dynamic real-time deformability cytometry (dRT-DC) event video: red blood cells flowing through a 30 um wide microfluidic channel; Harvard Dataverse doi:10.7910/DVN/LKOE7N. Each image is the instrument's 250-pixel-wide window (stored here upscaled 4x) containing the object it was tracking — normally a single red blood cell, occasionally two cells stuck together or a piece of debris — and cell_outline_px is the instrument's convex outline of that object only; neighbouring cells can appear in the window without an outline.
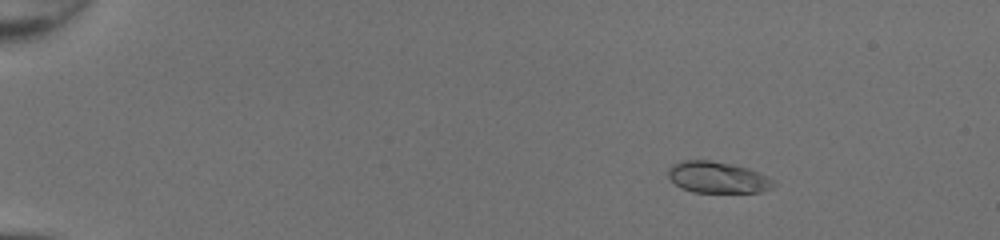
{"species": "common noctule bat (a hibernating species)", "species_latin": "Nyctalus noctula", "temperature_condition": "room temperature", "stored_images_in_passage": 51, "camera_frame_rate_fps": 3000, "um_per_image_px": 0.085, "animal": {"sex": "female", "body_mass_g": 20.0, "forearm_length_mm": 54.0}, "frame": {"image": 1, "passage_image": 9, "time_ms": 2.667, "image_size_px": [1000, 240], "cell_outline_px": [[776, 184], [772, 188], [760, 192], [692, 192], [680, 188], [668, 176], [668, 168], [672, 164], [680, 160], [712, 160], [732, 164], [748, 168], [768, 176]], "centroid_in_image_um": [60.98, 15.07], "position_along_channel_um": 24.0, "area_um2": 19.42}}
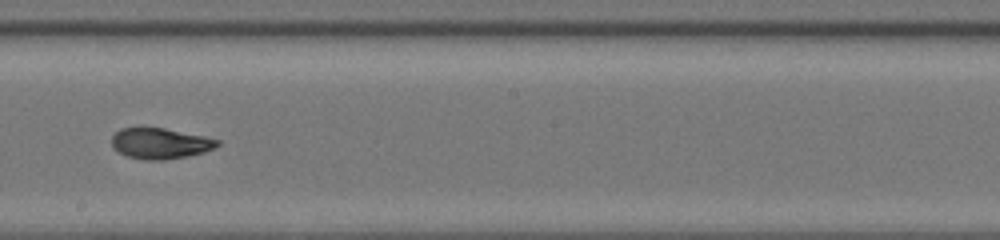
{"frame": {"image": 2, "passage_image": 32, "time_ms": 10.333, "image_size_px": [1000, 240], "cell_outline_px": [[220, 144], [216, 148], [204, 152], [164, 160], [144, 160], [128, 156], [112, 148], [112, 136], [120, 128], [140, 124], [164, 128], [204, 136], [220, 140]], "centroid_in_image_um": [13.57, 12.14], "position_along_channel_um": 234.6, "area_um2": 19.48}}
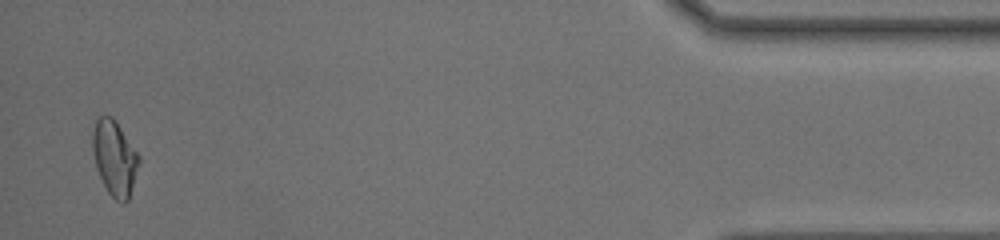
{"frame": {"image": 3, "passage_image": 50, "time_ms": 16.333, "image_size_px": [1000, 240], "cell_outline_px": [[140, 164], [128, 200], [124, 204], [116, 200], [108, 192], [96, 168], [92, 152], [92, 132], [96, 120], [100, 116], [112, 116], [116, 120], [140, 156]], "centroid_in_image_um": [9.75, 13.42], "position_along_channel_um": 425.5, "area_um2": 20.4}, "authors_computed_cell_mechanics": {"area_um2": 19.5942, "velocity_mm_per_s": 4.3306, "shape_relaxation_time_tau1_ms": 3.2641, "shape_relaxation_time_tau2_ms": 1.4529, "deformation_change_tau1": 0.1866, "deformation_change_tau2": 0.0582}}